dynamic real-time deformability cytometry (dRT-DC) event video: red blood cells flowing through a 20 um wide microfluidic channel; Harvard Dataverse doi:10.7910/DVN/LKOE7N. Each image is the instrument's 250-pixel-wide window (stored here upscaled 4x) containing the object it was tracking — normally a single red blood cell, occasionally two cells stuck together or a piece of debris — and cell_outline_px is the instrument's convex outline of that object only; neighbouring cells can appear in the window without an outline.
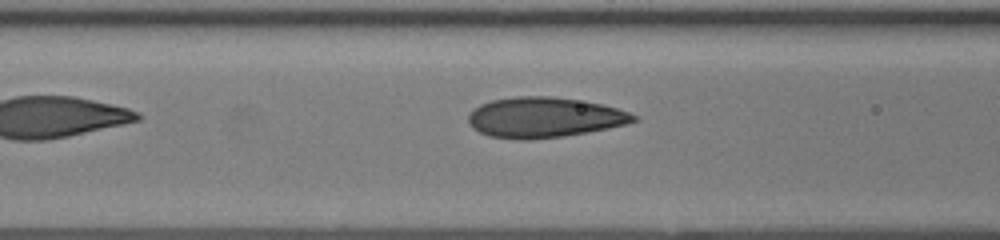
{"species": "human", "species_latin": "Homo sapiens", "temperature_condition": "room temperature", "stored_images_in_passage": 7, "camera_frame_rate_fps": 3000, "um_per_image_px": 0.085, "donor": {"sex": "female"}, "frame": {"image": 1, "passage_image": 5, "time_ms": 1.333, "image_size_px": [1000, 240], "cell_outline_px": [[640, 120], [628, 124], [588, 132], [564, 136], [528, 140], [520, 140], [488, 136], [472, 128], [468, 124], [468, 116], [480, 104], [492, 100], [516, 96], [552, 96], [600, 104], [616, 108], [628, 112], [636, 116]], "centroid_in_image_um": [46.25, 9.99], "position_along_channel_um": 120.4, "area_um2": 38.78}}